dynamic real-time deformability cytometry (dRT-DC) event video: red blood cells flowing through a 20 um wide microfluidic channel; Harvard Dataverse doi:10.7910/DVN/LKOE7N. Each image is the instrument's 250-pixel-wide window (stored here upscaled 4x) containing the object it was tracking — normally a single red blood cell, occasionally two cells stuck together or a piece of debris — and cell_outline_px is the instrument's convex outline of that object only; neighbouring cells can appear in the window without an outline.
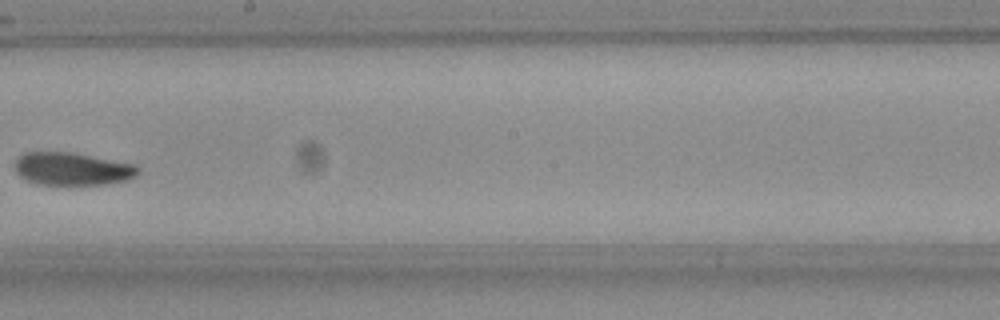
{"species": "Egyptian fruit bat (a non-hibernating species)", "species_latin": "Rousettus aegyptiacus", "temperature_condition": "room temperature", "stored_images_in_passage": 9, "camera_frame_rate_fps": 3000, "um_per_image_px": 0.085, "frame": {"image": 1, "passage_image": 9, "time_ms": 2.667, "image_size_px": [1000, 320], "cell_outline_px": [[140, 172], [136, 176], [128, 180], [104, 184], [36, 184], [20, 176], [16, 172], [16, 160], [24, 152], [68, 152], [132, 164], [140, 168]], "centroid_in_image_um": [6.14, 14.36], "position_along_channel_um": 242.1, "area_um2": 23.12}}